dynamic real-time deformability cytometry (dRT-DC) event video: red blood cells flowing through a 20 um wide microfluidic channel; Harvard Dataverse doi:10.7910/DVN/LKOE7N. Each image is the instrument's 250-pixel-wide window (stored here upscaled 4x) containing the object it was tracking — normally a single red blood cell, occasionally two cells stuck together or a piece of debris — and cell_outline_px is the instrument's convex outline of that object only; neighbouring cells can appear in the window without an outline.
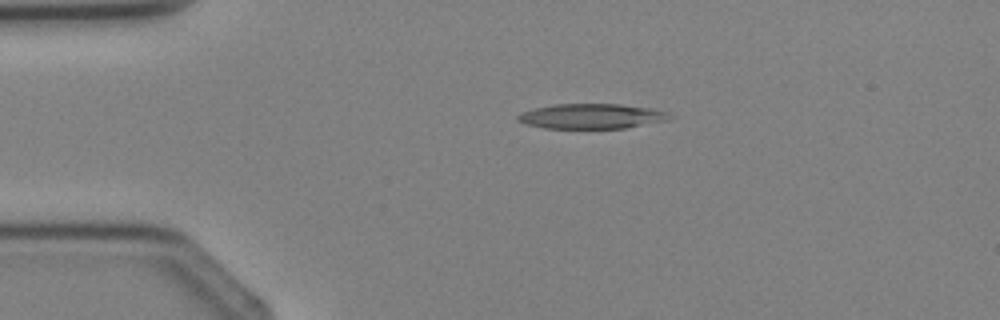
{"species": "Egyptian fruit bat (a non-hibernating species)", "species_latin": "Rousettus aegyptiacus", "temperature_condition": "cold", "stored_images_in_passage": 4, "camera_frame_rate_fps": 3000, "um_per_image_px": 0.085, "animal": {"sex": "female"}, "frame": {"image": 1, "passage_image": 3, "time_ms": 2.333, "image_size_px": [1000, 320], "cell_outline_px": [[676, 116], [668, 120], [624, 128], [544, 128], [524, 124], [516, 120], [516, 116], [520, 112], [552, 104], [620, 104], [656, 108], [668, 112]], "centroid_in_image_um": [50.31, 9.87], "position_along_channel_um": 34.7, "area_um2": 22.43}}
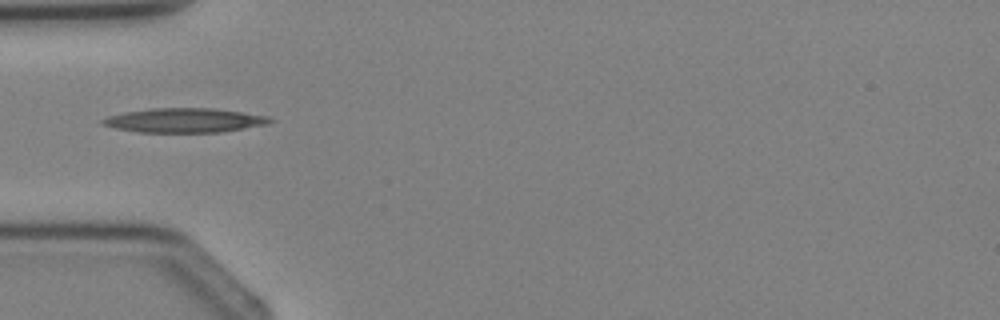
{"frame": {"image": 2, "passage_image": 4, "time_ms": 3.667, "image_size_px": [1000, 320], "cell_outline_px": [[276, 120], [268, 124], [220, 132], [136, 132], [116, 128], [100, 124], [100, 120], [108, 116], [124, 112], [152, 108], [212, 108], [268, 116]], "centroid_in_image_um": [15.66, 10.23], "position_along_channel_um": 69.3, "area_um2": 23.7}}